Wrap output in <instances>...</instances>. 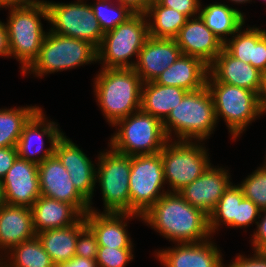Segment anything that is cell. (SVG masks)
I'll use <instances>...</instances> for the list:
<instances>
[{
	"mask_svg": "<svg viewBox=\"0 0 266 267\" xmlns=\"http://www.w3.org/2000/svg\"><path fill=\"white\" fill-rule=\"evenodd\" d=\"M167 240L198 243L211 238L209 216L179 192L165 193L141 218Z\"/></svg>",
	"mask_w": 266,
	"mask_h": 267,
	"instance_id": "6da1fadb",
	"label": "cell"
},
{
	"mask_svg": "<svg viewBox=\"0 0 266 267\" xmlns=\"http://www.w3.org/2000/svg\"><path fill=\"white\" fill-rule=\"evenodd\" d=\"M96 75L94 96L109 124L140 110L143 82L133 68H101Z\"/></svg>",
	"mask_w": 266,
	"mask_h": 267,
	"instance_id": "7a4b0ae2",
	"label": "cell"
},
{
	"mask_svg": "<svg viewBox=\"0 0 266 267\" xmlns=\"http://www.w3.org/2000/svg\"><path fill=\"white\" fill-rule=\"evenodd\" d=\"M214 101L207 86L188 92L162 122L168 140L203 142L217 124ZM172 136V137H171Z\"/></svg>",
	"mask_w": 266,
	"mask_h": 267,
	"instance_id": "3957f363",
	"label": "cell"
},
{
	"mask_svg": "<svg viewBox=\"0 0 266 267\" xmlns=\"http://www.w3.org/2000/svg\"><path fill=\"white\" fill-rule=\"evenodd\" d=\"M6 28L10 57L21 63L23 73L37 58L47 34L43 30L41 18L48 21V11L44 2L29 6H10Z\"/></svg>",
	"mask_w": 266,
	"mask_h": 267,
	"instance_id": "277c9868",
	"label": "cell"
},
{
	"mask_svg": "<svg viewBox=\"0 0 266 267\" xmlns=\"http://www.w3.org/2000/svg\"><path fill=\"white\" fill-rule=\"evenodd\" d=\"M94 62H98L97 48L90 42L48 31L37 58L22 74L43 77Z\"/></svg>",
	"mask_w": 266,
	"mask_h": 267,
	"instance_id": "5b68a950",
	"label": "cell"
},
{
	"mask_svg": "<svg viewBox=\"0 0 266 267\" xmlns=\"http://www.w3.org/2000/svg\"><path fill=\"white\" fill-rule=\"evenodd\" d=\"M115 126L119 128L108 145L124 155L160 153L168 141L162 122L141 110L118 120L112 127Z\"/></svg>",
	"mask_w": 266,
	"mask_h": 267,
	"instance_id": "8992f818",
	"label": "cell"
},
{
	"mask_svg": "<svg viewBox=\"0 0 266 267\" xmlns=\"http://www.w3.org/2000/svg\"><path fill=\"white\" fill-rule=\"evenodd\" d=\"M149 38L148 21L145 14H134L126 22L104 33L97 48V61L102 68H133L138 54Z\"/></svg>",
	"mask_w": 266,
	"mask_h": 267,
	"instance_id": "52a82bcc",
	"label": "cell"
},
{
	"mask_svg": "<svg viewBox=\"0 0 266 267\" xmlns=\"http://www.w3.org/2000/svg\"><path fill=\"white\" fill-rule=\"evenodd\" d=\"M206 86L214 101L217 122L224 118L233 140L262 115L256 92L222 82H206Z\"/></svg>",
	"mask_w": 266,
	"mask_h": 267,
	"instance_id": "ba28073f",
	"label": "cell"
},
{
	"mask_svg": "<svg viewBox=\"0 0 266 267\" xmlns=\"http://www.w3.org/2000/svg\"><path fill=\"white\" fill-rule=\"evenodd\" d=\"M168 140L160 151L169 192H179L200 177L211 165L208 150L200 141ZM199 143V144H198Z\"/></svg>",
	"mask_w": 266,
	"mask_h": 267,
	"instance_id": "9c48e42d",
	"label": "cell"
},
{
	"mask_svg": "<svg viewBox=\"0 0 266 267\" xmlns=\"http://www.w3.org/2000/svg\"><path fill=\"white\" fill-rule=\"evenodd\" d=\"M98 156L96 182L101 187L103 213H130L131 156L118 153L111 147Z\"/></svg>",
	"mask_w": 266,
	"mask_h": 267,
	"instance_id": "30bf717a",
	"label": "cell"
},
{
	"mask_svg": "<svg viewBox=\"0 0 266 267\" xmlns=\"http://www.w3.org/2000/svg\"><path fill=\"white\" fill-rule=\"evenodd\" d=\"M165 184L160 153L131 156L130 213L142 217L165 193L169 192L163 189Z\"/></svg>",
	"mask_w": 266,
	"mask_h": 267,
	"instance_id": "8fae6325",
	"label": "cell"
},
{
	"mask_svg": "<svg viewBox=\"0 0 266 267\" xmlns=\"http://www.w3.org/2000/svg\"><path fill=\"white\" fill-rule=\"evenodd\" d=\"M51 31L67 37L86 40L98 48L104 33L90 4L84 0L75 3H54L45 1Z\"/></svg>",
	"mask_w": 266,
	"mask_h": 267,
	"instance_id": "7c38bea8",
	"label": "cell"
},
{
	"mask_svg": "<svg viewBox=\"0 0 266 267\" xmlns=\"http://www.w3.org/2000/svg\"><path fill=\"white\" fill-rule=\"evenodd\" d=\"M38 173L41 195L72 204L83 216L89 211V202L76 190L55 154L38 164Z\"/></svg>",
	"mask_w": 266,
	"mask_h": 267,
	"instance_id": "4fadbf2b",
	"label": "cell"
},
{
	"mask_svg": "<svg viewBox=\"0 0 266 267\" xmlns=\"http://www.w3.org/2000/svg\"><path fill=\"white\" fill-rule=\"evenodd\" d=\"M63 134L58 128V124L50 120L48 121L45 118L43 109L40 108L23 128L17 144L18 156L38 165L54 154L56 141ZM44 136H46L50 143V147L45 149L43 148Z\"/></svg>",
	"mask_w": 266,
	"mask_h": 267,
	"instance_id": "5bb4252c",
	"label": "cell"
},
{
	"mask_svg": "<svg viewBox=\"0 0 266 267\" xmlns=\"http://www.w3.org/2000/svg\"><path fill=\"white\" fill-rule=\"evenodd\" d=\"M54 154L70 175L76 190L92 205L96 184V165L89 157L63 134L55 144Z\"/></svg>",
	"mask_w": 266,
	"mask_h": 267,
	"instance_id": "9a60e30c",
	"label": "cell"
},
{
	"mask_svg": "<svg viewBox=\"0 0 266 267\" xmlns=\"http://www.w3.org/2000/svg\"><path fill=\"white\" fill-rule=\"evenodd\" d=\"M6 204L32 207L41 196L38 165L18 157L2 179Z\"/></svg>",
	"mask_w": 266,
	"mask_h": 267,
	"instance_id": "2e32d148",
	"label": "cell"
},
{
	"mask_svg": "<svg viewBox=\"0 0 266 267\" xmlns=\"http://www.w3.org/2000/svg\"><path fill=\"white\" fill-rule=\"evenodd\" d=\"M228 171L210 165L200 177L181 189L179 194L189 204L203 210L209 216L232 183Z\"/></svg>",
	"mask_w": 266,
	"mask_h": 267,
	"instance_id": "e0dca14e",
	"label": "cell"
},
{
	"mask_svg": "<svg viewBox=\"0 0 266 267\" xmlns=\"http://www.w3.org/2000/svg\"><path fill=\"white\" fill-rule=\"evenodd\" d=\"M175 40L182 54L197 57L208 66L224 48V43L200 16L188 18Z\"/></svg>",
	"mask_w": 266,
	"mask_h": 267,
	"instance_id": "ac0fdd59",
	"label": "cell"
},
{
	"mask_svg": "<svg viewBox=\"0 0 266 267\" xmlns=\"http://www.w3.org/2000/svg\"><path fill=\"white\" fill-rule=\"evenodd\" d=\"M175 248L158 250L163 267H224L220 249L207 239L198 243H178Z\"/></svg>",
	"mask_w": 266,
	"mask_h": 267,
	"instance_id": "d6986e66",
	"label": "cell"
},
{
	"mask_svg": "<svg viewBox=\"0 0 266 267\" xmlns=\"http://www.w3.org/2000/svg\"><path fill=\"white\" fill-rule=\"evenodd\" d=\"M182 52L175 39L149 36L141 48L133 69L142 82H152L171 66Z\"/></svg>",
	"mask_w": 266,
	"mask_h": 267,
	"instance_id": "ffe728a7",
	"label": "cell"
},
{
	"mask_svg": "<svg viewBox=\"0 0 266 267\" xmlns=\"http://www.w3.org/2000/svg\"><path fill=\"white\" fill-rule=\"evenodd\" d=\"M262 72L251 64L233 57L225 48L208 66L206 82H222L259 94Z\"/></svg>",
	"mask_w": 266,
	"mask_h": 267,
	"instance_id": "44dd1931",
	"label": "cell"
},
{
	"mask_svg": "<svg viewBox=\"0 0 266 267\" xmlns=\"http://www.w3.org/2000/svg\"><path fill=\"white\" fill-rule=\"evenodd\" d=\"M135 217L142 218L132 213H101L92 206L84 215L86 225L95 234L98 245L109 248H133L126 221Z\"/></svg>",
	"mask_w": 266,
	"mask_h": 267,
	"instance_id": "7402d4cb",
	"label": "cell"
},
{
	"mask_svg": "<svg viewBox=\"0 0 266 267\" xmlns=\"http://www.w3.org/2000/svg\"><path fill=\"white\" fill-rule=\"evenodd\" d=\"M36 236L31 209L5 204L0 207V259L13 247ZM2 249V250H1Z\"/></svg>",
	"mask_w": 266,
	"mask_h": 267,
	"instance_id": "603a6c76",
	"label": "cell"
},
{
	"mask_svg": "<svg viewBox=\"0 0 266 267\" xmlns=\"http://www.w3.org/2000/svg\"><path fill=\"white\" fill-rule=\"evenodd\" d=\"M207 76L208 65L201 59L181 54L154 82L164 86L181 87L192 92L206 86Z\"/></svg>",
	"mask_w": 266,
	"mask_h": 267,
	"instance_id": "cb8c5ba5",
	"label": "cell"
},
{
	"mask_svg": "<svg viewBox=\"0 0 266 267\" xmlns=\"http://www.w3.org/2000/svg\"><path fill=\"white\" fill-rule=\"evenodd\" d=\"M35 233L76 224L83 215L72 205L41 195L32 205Z\"/></svg>",
	"mask_w": 266,
	"mask_h": 267,
	"instance_id": "d4e9b609",
	"label": "cell"
},
{
	"mask_svg": "<svg viewBox=\"0 0 266 267\" xmlns=\"http://www.w3.org/2000/svg\"><path fill=\"white\" fill-rule=\"evenodd\" d=\"M187 93L181 87L164 86L154 81L144 82L140 110L163 122Z\"/></svg>",
	"mask_w": 266,
	"mask_h": 267,
	"instance_id": "484cf974",
	"label": "cell"
},
{
	"mask_svg": "<svg viewBox=\"0 0 266 267\" xmlns=\"http://www.w3.org/2000/svg\"><path fill=\"white\" fill-rule=\"evenodd\" d=\"M84 216L74 225L48 229L37 233L44 250L54 264L67 262L75 257L78 234L86 227Z\"/></svg>",
	"mask_w": 266,
	"mask_h": 267,
	"instance_id": "4316f807",
	"label": "cell"
},
{
	"mask_svg": "<svg viewBox=\"0 0 266 267\" xmlns=\"http://www.w3.org/2000/svg\"><path fill=\"white\" fill-rule=\"evenodd\" d=\"M200 6L199 16L205 25L225 43L245 23V16L240 10L225 5L224 3H212L205 7Z\"/></svg>",
	"mask_w": 266,
	"mask_h": 267,
	"instance_id": "83f0119b",
	"label": "cell"
},
{
	"mask_svg": "<svg viewBox=\"0 0 266 267\" xmlns=\"http://www.w3.org/2000/svg\"><path fill=\"white\" fill-rule=\"evenodd\" d=\"M145 16L148 21L149 36L166 39H175L188 19L177 10L162 6L157 0L150 4Z\"/></svg>",
	"mask_w": 266,
	"mask_h": 267,
	"instance_id": "f1b7e54d",
	"label": "cell"
},
{
	"mask_svg": "<svg viewBox=\"0 0 266 267\" xmlns=\"http://www.w3.org/2000/svg\"><path fill=\"white\" fill-rule=\"evenodd\" d=\"M4 257L0 267H55L37 235L13 247Z\"/></svg>",
	"mask_w": 266,
	"mask_h": 267,
	"instance_id": "f546056e",
	"label": "cell"
},
{
	"mask_svg": "<svg viewBox=\"0 0 266 267\" xmlns=\"http://www.w3.org/2000/svg\"><path fill=\"white\" fill-rule=\"evenodd\" d=\"M40 108L27 105L0 109V148L17 146L25 124Z\"/></svg>",
	"mask_w": 266,
	"mask_h": 267,
	"instance_id": "4dcf8cb0",
	"label": "cell"
},
{
	"mask_svg": "<svg viewBox=\"0 0 266 267\" xmlns=\"http://www.w3.org/2000/svg\"><path fill=\"white\" fill-rule=\"evenodd\" d=\"M244 195L238 185L230 184L218 201L215 209L209 214V230L214 234L221 223L234 228V219H237L238 204Z\"/></svg>",
	"mask_w": 266,
	"mask_h": 267,
	"instance_id": "1f68e13d",
	"label": "cell"
},
{
	"mask_svg": "<svg viewBox=\"0 0 266 267\" xmlns=\"http://www.w3.org/2000/svg\"><path fill=\"white\" fill-rule=\"evenodd\" d=\"M90 5L103 33L113 30L135 14L120 3L115 6L112 0H97Z\"/></svg>",
	"mask_w": 266,
	"mask_h": 267,
	"instance_id": "d6a6232c",
	"label": "cell"
},
{
	"mask_svg": "<svg viewBox=\"0 0 266 267\" xmlns=\"http://www.w3.org/2000/svg\"><path fill=\"white\" fill-rule=\"evenodd\" d=\"M243 27L224 43V48L233 57L254 67L255 27L248 26L242 30Z\"/></svg>",
	"mask_w": 266,
	"mask_h": 267,
	"instance_id": "836d02e7",
	"label": "cell"
},
{
	"mask_svg": "<svg viewBox=\"0 0 266 267\" xmlns=\"http://www.w3.org/2000/svg\"><path fill=\"white\" fill-rule=\"evenodd\" d=\"M247 199L262 211L266 209V168L258 167L240 184H237Z\"/></svg>",
	"mask_w": 266,
	"mask_h": 267,
	"instance_id": "e575fe53",
	"label": "cell"
},
{
	"mask_svg": "<svg viewBox=\"0 0 266 267\" xmlns=\"http://www.w3.org/2000/svg\"><path fill=\"white\" fill-rule=\"evenodd\" d=\"M133 248H109L99 246L96 263L98 267H126L129 261H132L134 254Z\"/></svg>",
	"mask_w": 266,
	"mask_h": 267,
	"instance_id": "d590c367",
	"label": "cell"
},
{
	"mask_svg": "<svg viewBox=\"0 0 266 267\" xmlns=\"http://www.w3.org/2000/svg\"><path fill=\"white\" fill-rule=\"evenodd\" d=\"M99 245L92 230L86 226L77 237L75 256L87 259H96Z\"/></svg>",
	"mask_w": 266,
	"mask_h": 267,
	"instance_id": "8d00e7d4",
	"label": "cell"
},
{
	"mask_svg": "<svg viewBox=\"0 0 266 267\" xmlns=\"http://www.w3.org/2000/svg\"><path fill=\"white\" fill-rule=\"evenodd\" d=\"M261 210L246 197L238 204L237 219H234V228H246L250 224H257Z\"/></svg>",
	"mask_w": 266,
	"mask_h": 267,
	"instance_id": "74e56055",
	"label": "cell"
},
{
	"mask_svg": "<svg viewBox=\"0 0 266 267\" xmlns=\"http://www.w3.org/2000/svg\"><path fill=\"white\" fill-rule=\"evenodd\" d=\"M162 6L175 9L187 18L199 16L200 0H157Z\"/></svg>",
	"mask_w": 266,
	"mask_h": 267,
	"instance_id": "f35d334b",
	"label": "cell"
},
{
	"mask_svg": "<svg viewBox=\"0 0 266 267\" xmlns=\"http://www.w3.org/2000/svg\"><path fill=\"white\" fill-rule=\"evenodd\" d=\"M254 67L266 71V30L255 27Z\"/></svg>",
	"mask_w": 266,
	"mask_h": 267,
	"instance_id": "ab89813d",
	"label": "cell"
},
{
	"mask_svg": "<svg viewBox=\"0 0 266 267\" xmlns=\"http://www.w3.org/2000/svg\"><path fill=\"white\" fill-rule=\"evenodd\" d=\"M254 252L253 256L249 258L239 254L233 259L235 261L228 264L227 267H266V251Z\"/></svg>",
	"mask_w": 266,
	"mask_h": 267,
	"instance_id": "60d3db41",
	"label": "cell"
},
{
	"mask_svg": "<svg viewBox=\"0 0 266 267\" xmlns=\"http://www.w3.org/2000/svg\"><path fill=\"white\" fill-rule=\"evenodd\" d=\"M259 218L261 220L257 221L256 231L251 242L255 251H266V209L261 211Z\"/></svg>",
	"mask_w": 266,
	"mask_h": 267,
	"instance_id": "b9f144b4",
	"label": "cell"
},
{
	"mask_svg": "<svg viewBox=\"0 0 266 267\" xmlns=\"http://www.w3.org/2000/svg\"><path fill=\"white\" fill-rule=\"evenodd\" d=\"M18 157L17 146L0 148V180L5 177Z\"/></svg>",
	"mask_w": 266,
	"mask_h": 267,
	"instance_id": "7bdbcfd3",
	"label": "cell"
},
{
	"mask_svg": "<svg viewBox=\"0 0 266 267\" xmlns=\"http://www.w3.org/2000/svg\"><path fill=\"white\" fill-rule=\"evenodd\" d=\"M154 0H116L135 14H145Z\"/></svg>",
	"mask_w": 266,
	"mask_h": 267,
	"instance_id": "ee69618b",
	"label": "cell"
},
{
	"mask_svg": "<svg viewBox=\"0 0 266 267\" xmlns=\"http://www.w3.org/2000/svg\"><path fill=\"white\" fill-rule=\"evenodd\" d=\"M55 267H98V266L96 261L93 259H87L75 256L67 262L56 264Z\"/></svg>",
	"mask_w": 266,
	"mask_h": 267,
	"instance_id": "f6af8a7d",
	"label": "cell"
},
{
	"mask_svg": "<svg viewBox=\"0 0 266 267\" xmlns=\"http://www.w3.org/2000/svg\"><path fill=\"white\" fill-rule=\"evenodd\" d=\"M0 56L9 57L10 49L6 24L0 21Z\"/></svg>",
	"mask_w": 266,
	"mask_h": 267,
	"instance_id": "bcb514c9",
	"label": "cell"
},
{
	"mask_svg": "<svg viewBox=\"0 0 266 267\" xmlns=\"http://www.w3.org/2000/svg\"><path fill=\"white\" fill-rule=\"evenodd\" d=\"M258 101L263 116V114L266 113V71L262 72L261 88L258 94Z\"/></svg>",
	"mask_w": 266,
	"mask_h": 267,
	"instance_id": "7dc6e473",
	"label": "cell"
},
{
	"mask_svg": "<svg viewBox=\"0 0 266 267\" xmlns=\"http://www.w3.org/2000/svg\"><path fill=\"white\" fill-rule=\"evenodd\" d=\"M44 0H1V8H6L10 6H29L34 5Z\"/></svg>",
	"mask_w": 266,
	"mask_h": 267,
	"instance_id": "c3c4849f",
	"label": "cell"
},
{
	"mask_svg": "<svg viewBox=\"0 0 266 267\" xmlns=\"http://www.w3.org/2000/svg\"><path fill=\"white\" fill-rule=\"evenodd\" d=\"M6 204L5 194H4V187L2 184V180H0V207Z\"/></svg>",
	"mask_w": 266,
	"mask_h": 267,
	"instance_id": "681fc988",
	"label": "cell"
},
{
	"mask_svg": "<svg viewBox=\"0 0 266 267\" xmlns=\"http://www.w3.org/2000/svg\"><path fill=\"white\" fill-rule=\"evenodd\" d=\"M232 2H234L235 4H242V3H250L251 0H230Z\"/></svg>",
	"mask_w": 266,
	"mask_h": 267,
	"instance_id": "f907efd6",
	"label": "cell"
},
{
	"mask_svg": "<svg viewBox=\"0 0 266 267\" xmlns=\"http://www.w3.org/2000/svg\"><path fill=\"white\" fill-rule=\"evenodd\" d=\"M266 160V157H265ZM265 164H263L261 167L266 168V162H264Z\"/></svg>",
	"mask_w": 266,
	"mask_h": 267,
	"instance_id": "816d5d0a",
	"label": "cell"
}]
</instances>
